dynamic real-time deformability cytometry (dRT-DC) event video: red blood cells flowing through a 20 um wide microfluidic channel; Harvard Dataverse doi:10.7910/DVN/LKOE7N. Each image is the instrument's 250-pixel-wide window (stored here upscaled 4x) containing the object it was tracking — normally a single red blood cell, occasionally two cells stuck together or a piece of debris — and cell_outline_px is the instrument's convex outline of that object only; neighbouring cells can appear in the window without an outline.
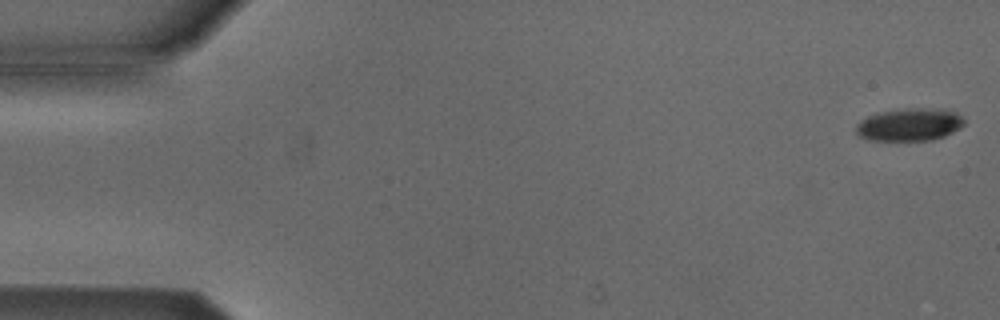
{"species": "Egyptian fruit bat (a non-hibernating species)", "species_latin": "Rousettus aegyptiacus", "temperature_condition": "cold", "stored_images_in_passage": 54, "camera_frame_rate_fps": 3000, "um_per_image_px": 0.085, "animal": {"sex": "male"}, "frame": {"image": 1, "passage_image": 1, "time_ms": 0.0, "image_size_px": [1000, 320], "cell_outline_px": [[964, 124], [960, 128], [944, 136], [932, 140], [868, 140], [860, 136], [856, 132], [856, 124], [860, 120], [876, 112], [908, 108], [940, 108], [956, 112], [964, 120]], "centroid_in_image_um": [77.3, 10.58], "position_along_channel_um": 7.7, "area_um2": 20.69}}
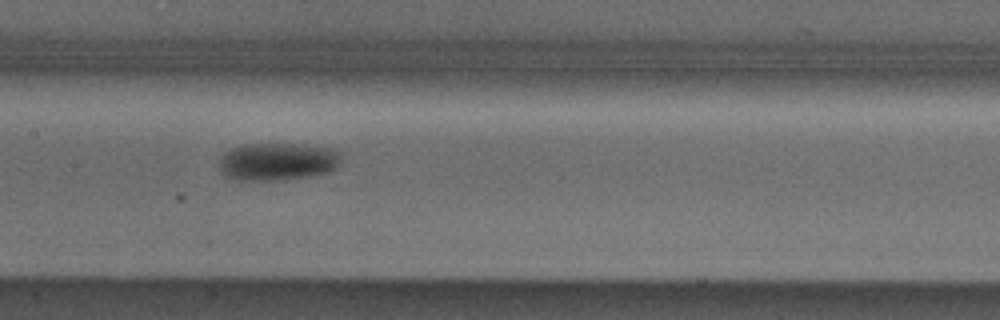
{"frame": {"image": 2, "passage_image": 26, "time_ms": 8.333, "image_size_px": [1000, 320], "cell_outline_px": [[340, 164], [336, 168], [328, 172], [316, 176], [284, 180], [240, 180], [224, 176], [220, 172], [220, 160], [232, 148], [248, 144], [304, 144], [336, 148], [340, 152]], "centroid_in_image_um": [23.68, 13.74], "position_along_channel_um": 183.7, "area_um2": 27.11}}
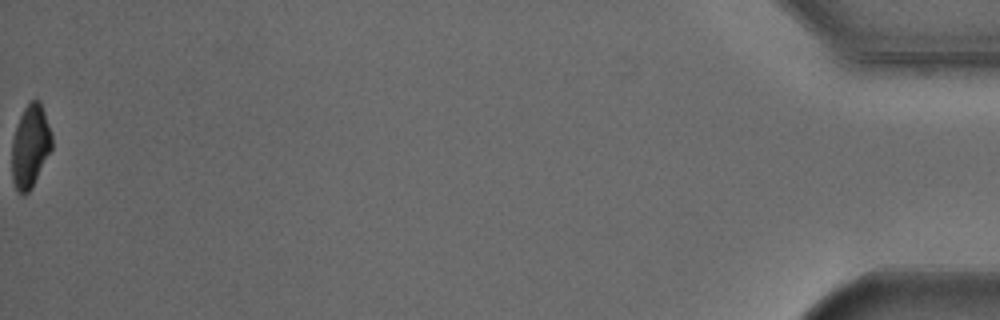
{"frame": {"image": 3, "passage_image": 54, "time_ms": 17.667, "image_size_px": [1000, 320], "cell_outline_px": [[52, 148], [28, 192], [24, 196], [16, 188], [12, 180], [12, 140], [20, 116], [24, 108], [32, 100], [40, 100], [52, 136]], "centroid_in_image_um": [2.56, 12.41], "position_along_channel_um": 432.6, "area_um2": 18.84}, "authors_computed_cell_mechanics": {"area_um2": 23.12, "velocity_mm_per_s": 3.8169, "shape_relaxation_time_tau1_ms": 3.4436, "shape_relaxation_time_tau2_ms": null, "deformation_change_tau1": 0.1097, "deformation_change_tau2": null}}